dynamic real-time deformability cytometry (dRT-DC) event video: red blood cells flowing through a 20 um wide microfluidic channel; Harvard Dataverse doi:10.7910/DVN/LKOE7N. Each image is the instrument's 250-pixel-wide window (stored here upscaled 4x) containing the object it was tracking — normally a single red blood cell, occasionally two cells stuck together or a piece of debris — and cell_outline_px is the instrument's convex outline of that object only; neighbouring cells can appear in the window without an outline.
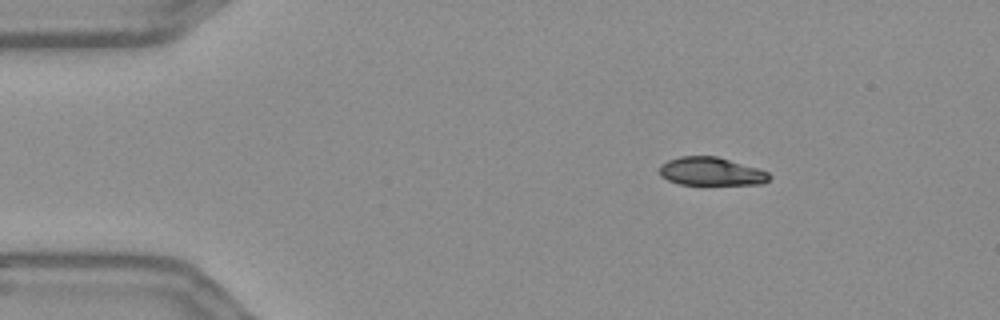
{"species": "Egyptian fruit bat (a non-hibernating species)", "species_latin": "Rousettus aegyptiacus", "temperature_condition": "warm", "stored_images_in_passage": 47, "segment_of_instrument_passage": [1, 2], "camera_frame_rate_fps": 3000, "um_per_image_px": 0.085, "frame": {"image": 1, "passage_image": 1, "time_ms": 0.0, "image_size_px": [1000, 320], "cell_outline_px": [[772, 176], [768, 180], [760, 184], [680, 184], [668, 180], [660, 176], [660, 164], [668, 160], [680, 156], [716, 156], [756, 168], [768, 172]], "centroid_in_image_um": [60.41, 14.57], "position_along_channel_um": 24.6, "area_um2": 17.86}}
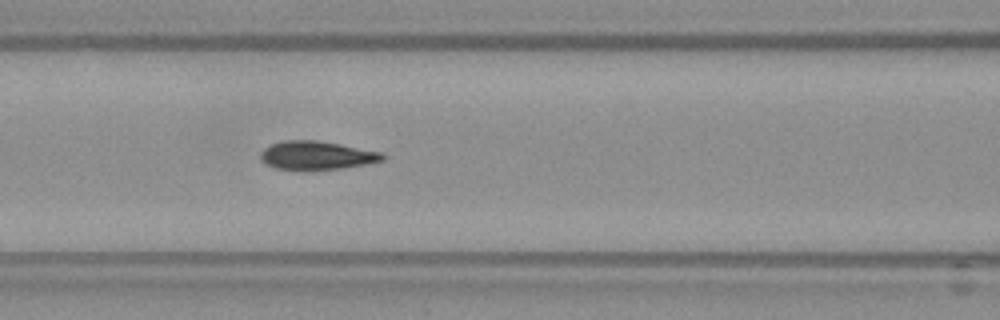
{"frame": {"image": 2, "passage_image": 16, "time_ms": 5.0, "image_size_px": [1000, 320], "cell_outline_px": [[388, 156], [384, 160], [368, 164], [344, 168], [312, 172], [296, 172], [276, 168], [260, 160], [260, 152], [264, 148], [272, 144], [284, 140], [316, 140], [340, 144], [384, 152]], "centroid_in_image_um": [26.95, 13.25], "position_along_channel_um": 139.7, "area_um2": 21.21}}
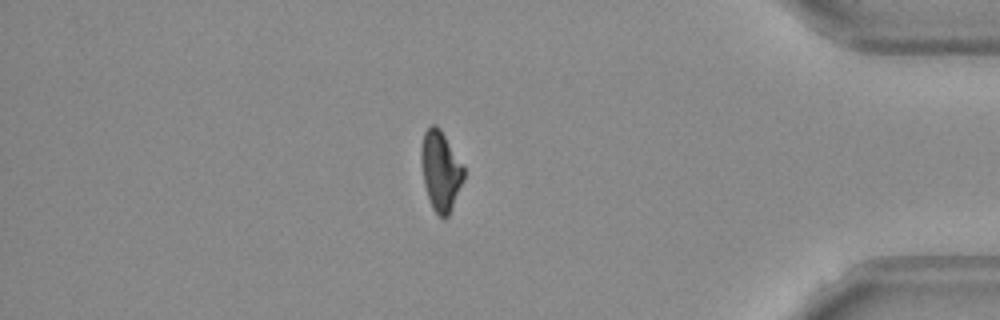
{"frame": {"image": 3, "passage_image": 40, "time_ms": 13.0, "image_size_px": [1000, 320], "cell_outline_px": [[464, 180], [448, 216], [444, 220], [432, 208], [424, 184], [420, 160], [420, 148], [424, 132], [432, 124], [436, 124], [440, 128], [464, 168]], "centroid_in_image_um": [37.43, 14.51], "position_along_channel_um": 397.8, "area_um2": 19.71}}